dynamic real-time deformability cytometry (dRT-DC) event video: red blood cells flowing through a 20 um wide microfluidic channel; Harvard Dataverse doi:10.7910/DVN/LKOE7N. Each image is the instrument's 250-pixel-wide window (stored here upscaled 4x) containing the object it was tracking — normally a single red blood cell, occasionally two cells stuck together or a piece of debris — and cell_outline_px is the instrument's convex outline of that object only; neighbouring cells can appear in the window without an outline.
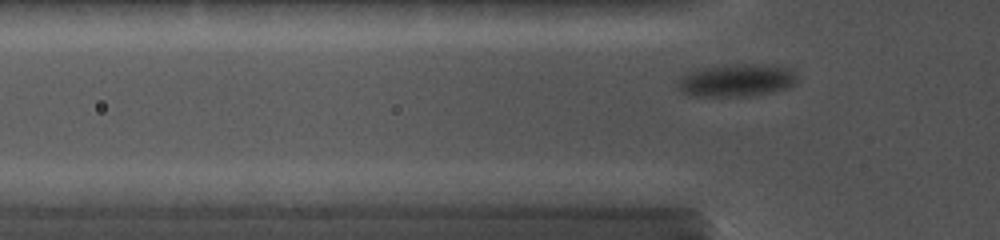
{"species": "common noctule bat (a hibernating species)", "species_latin": "Nyctalus noctula", "temperature_condition": "cold", "stored_images_in_passage": 16, "camera_frame_rate_fps": 5000, "um_per_image_px": 0.085, "animal": {"sex": "female", "body_mass_g": 19.0, "forearm_length_mm": 56.7}, "frame": {"image": 1, "passage_image": 11, "time_ms": 2.0, "image_size_px": [1000, 240], "cell_outline_px": [[796, 84], [788, 88], [756, 96], [688, 96], [676, 88], [680, 76], [696, 68], [740, 64], [768, 64], [788, 68], [796, 72]], "centroid_in_image_um": [62.59, 6.83], "position_along_channel_um": 63.2, "area_um2": 23.18}}